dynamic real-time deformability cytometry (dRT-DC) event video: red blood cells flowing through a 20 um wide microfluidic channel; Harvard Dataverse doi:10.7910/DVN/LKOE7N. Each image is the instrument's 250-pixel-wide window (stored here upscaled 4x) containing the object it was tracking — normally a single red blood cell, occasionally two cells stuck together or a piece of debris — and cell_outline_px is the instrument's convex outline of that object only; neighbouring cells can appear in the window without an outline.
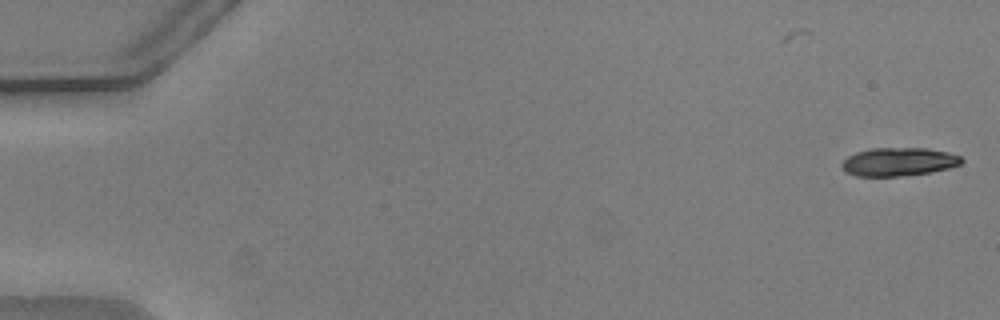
{"species": "common noctule bat (a hibernating species)", "species_latin": "Nyctalus noctula", "temperature_condition": "warm", "stored_images_in_passage": 54, "camera_frame_rate_fps": 3000, "um_per_image_px": 0.085, "animal": {"sex": "male", "body_mass_g": 20.5, "forearm_length_mm": 52.5}, "frame": {"image": 1, "passage_image": 1, "time_ms": 0.0, "image_size_px": [1000, 320], "cell_outline_px": [[964, 160], [960, 164], [948, 168], [932, 172], [896, 176], [856, 176], [844, 172], [840, 164], [848, 156], [856, 152], [872, 148], [924, 148], [948, 152], [960, 156]], "centroid_in_image_um": [76.35, 13.75], "position_along_channel_um": 8.6, "area_um2": 19.77}}
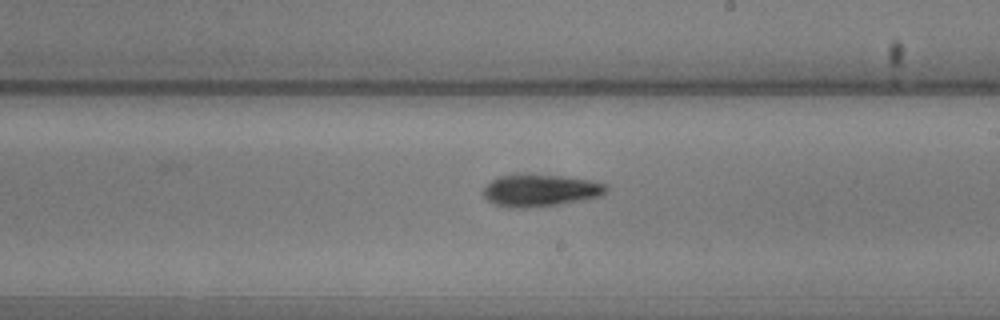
{"frame": {"image": 2, "passage_image": 32, "time_ms": 10.333, "image_size_px": [1000, 320], "cell_outline_px": [[608, 192], [600, 196], [560, 204], [532, 208], [504, 208], [492, 204], [484, 196], [484, 188], [492, 180], [500, 176], [568, 176], [608, 184]], "centroid_in_image_um": [45.95, 16.22], "position_along_channel_um": 243.0, "area_um2": 22.77}}
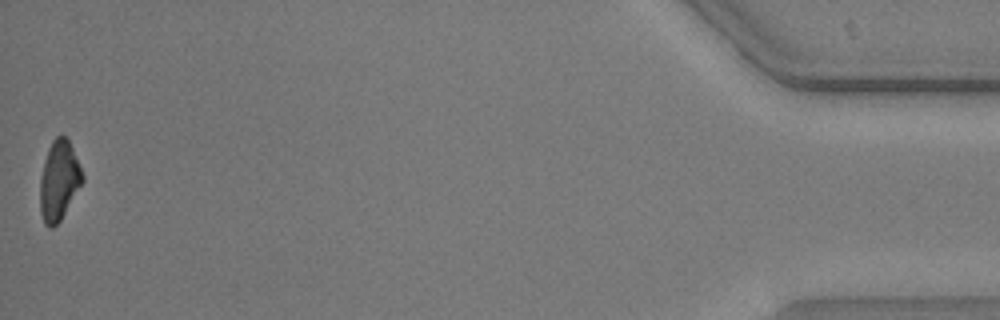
{"frame": {"image": 3, "passage_image": 54, "time_ms": 17.667, "image_size_px": [1000, 320], "cell_outline_px": [[84, 180], [60, 220], [52, 228], [48, 228], [44, 224], [40, 212], [40, 176], [44, 160], [48, 148], [52, 140], [56, 136], [64, 136], [68, 140], [72, 148], [84, 176]], "centroid_in_image_um": [4.99, 15.36], "position_along_channel_um": 430.2, "area_um2": 19.54}, "authors_computed_cell_mechanics": {"area_um2": 21.4149, "velocity_mm_per_s": 3.7785, "shape_relaxation_time_tau1_ms": 6.4842, "shape_relaxation_time_tau2_ms": 6.3163, "deformation_change_tau1": 0.2028, "deformation_change_tau2": 0.1805}}